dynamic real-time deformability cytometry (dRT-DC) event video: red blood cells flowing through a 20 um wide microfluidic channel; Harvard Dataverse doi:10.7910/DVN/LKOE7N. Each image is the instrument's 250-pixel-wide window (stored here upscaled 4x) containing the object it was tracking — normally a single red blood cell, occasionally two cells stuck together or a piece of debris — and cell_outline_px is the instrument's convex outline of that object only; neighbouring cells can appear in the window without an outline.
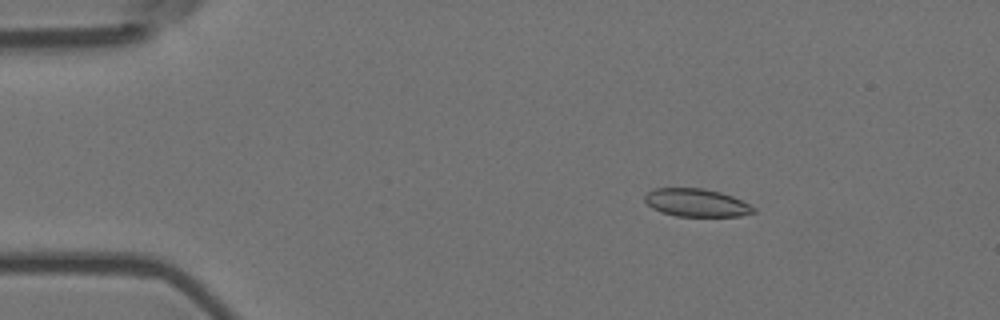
{"species": "Egyptian fruit bat (a non-hibernating species)", "species_latin": "Rousettus aegyptiacus", "temperature_condition": "room temperature", "stored_images_in_passage": 10, "camera_frame_rate_fps": 3000, "um_per_image_px": 0.085, "animal": {"sex": "female"}, "frame": {"image": 1, "passage_image": 2, "time_ms": 0.333, "image_size_px": [1000, 320], "cell_outline_px": [[756, 212], [740, 216], [676, 216], [660, 212], [652, 208], [644, 200], [644, 196], [648, 192], [656, 188], [704, 188], [720, 192], [732, 196], [756, 208]], "centroid_in_image_um": [59.19, 17.23], "position_along_channel_um": 25.8, "area_um2": 17.69}}
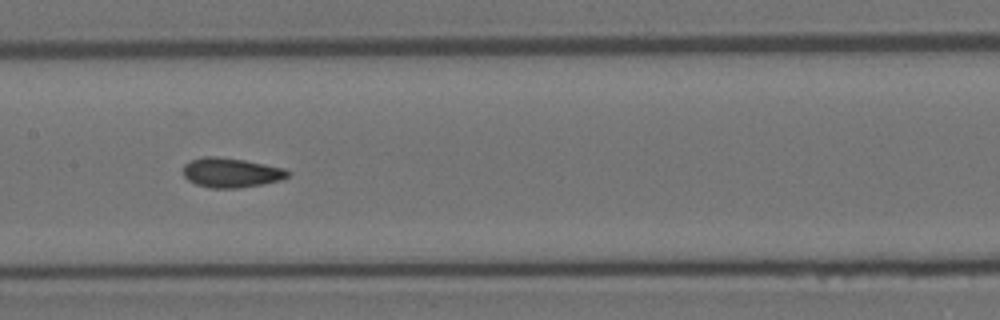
{"frame": {"image": 2, "passage_image": 7, "time_ms": 2.0, "image_size_px": [1000, 320], "cell_outline_px": [[292, 172], [288, 176], [280, 180], [240, 188], [212, 188], [196, 184], [188, 180], [184, 176], [184, 164], [192, 160], [204, 156], [216, 156], [244, 160], [284, 168]], "centroid_in_image_um": [19.64, 14.67], "position_along_channel_um": 187.8, "area_um2": 17.92}}
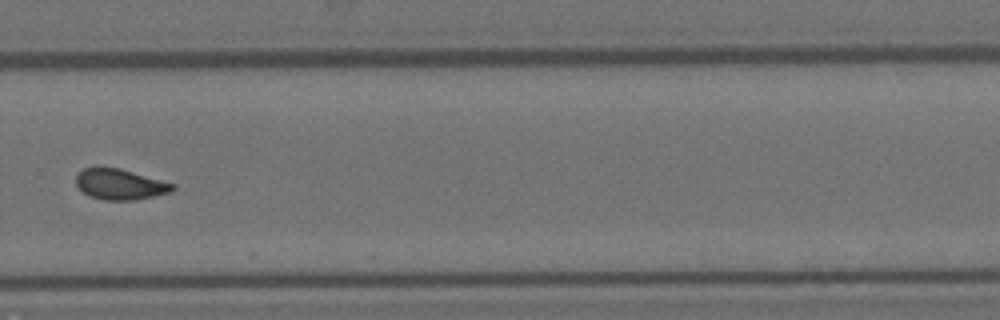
{"frame": {"image": 3, "passage_image": 10, "time_ms": 3.0, "image_size_px": [1000, 320], "cell_outline_px": [[176, 188], [172, 192], [136, 200], [104, 200], [88, 196], [76, 184], [76, 176], [84, 168], [96, 164], [100, 164], [120, 168], [176, 184]], "centroid_in_image_um": [10.2, 15.63], "position_along_channel_um": 319.6, "area_um2": 17.8}}